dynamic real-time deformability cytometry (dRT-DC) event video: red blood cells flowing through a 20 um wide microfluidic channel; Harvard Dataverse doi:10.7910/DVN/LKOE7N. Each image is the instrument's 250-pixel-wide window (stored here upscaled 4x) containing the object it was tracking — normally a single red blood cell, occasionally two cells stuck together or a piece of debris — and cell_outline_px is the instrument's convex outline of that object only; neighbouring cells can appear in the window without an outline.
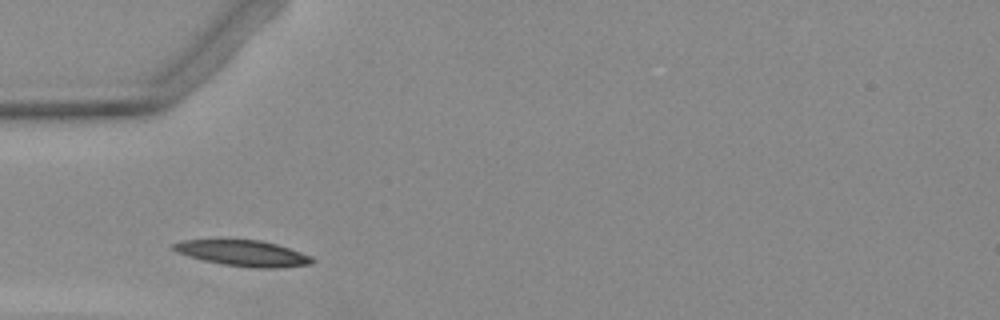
{"species": "Egyptian fruit bat (a non-hibernating species)", "species_latin": "Rousettus aegyptiacus", "temperature_condition": "warm", "stored_images_in_passage": 6, "camera_frame_rate_fps": 3000, "um_per_image_px": 0.085, "animal": {"sex": "female"}, "frame": {"image": 1, "passage_image": 1, "time_ms": 0.0, "image_size_px": [1000, 320], "cell_outline_px": [[316, 260], [312, 264], [280, 268], [252, 268], [224, 264], [204, 260], [176, 252], [172, 248], [172, 244], [180, 240], [260, 240], [276, 244], [312, 256]], "centroid_in_image_um": [20.7, 21.53], "position_along_channel_um": 64.3, "area_um2": 20.81}}
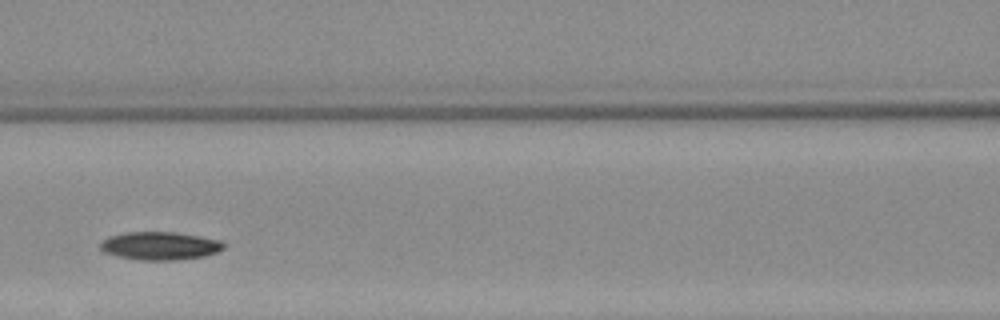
{"frame": {"image": 2, "passage_image": 3, "time_ms": 2.333, "image_size_px": [1000, 320], "cell_outline_px": [[224, 248], [216, 252], [204, 256], [180, 260], [140, 260], [120, 256], [104, 252], [100, 248], [100, 244], [108, 236], [128, 232], [172, 232], [220, 240], [224, 244]], "centroid_in_image_um": [13.59, 20.9], "position_along_channel_um": 153.0, "area_um2": 19.94}}
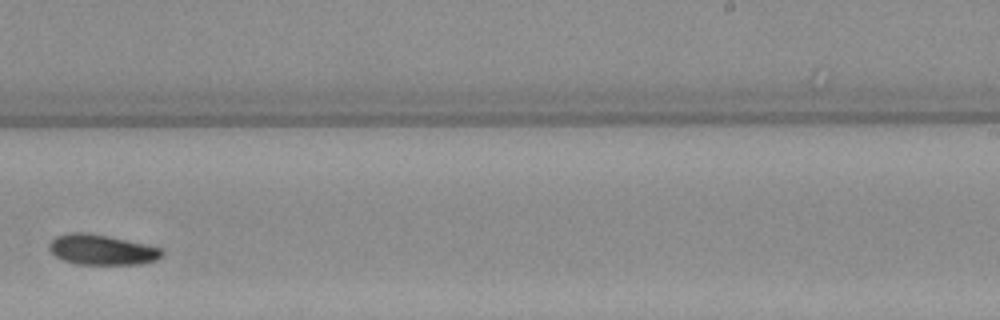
{"frame": {"image": 3, "passage_image": 6, "time_ms": 5.667, "image_size_px": [1000, 320], "cell_outline_px": [[164, 256], [156, 260], [140, 264], [76, 264], [64, 260], [56, 256], [48, 248], [48, 244], [56, 236], [72, 232], [84, 232], [144, 244], [160, 248], [164, 252]], "centroid_in_image_um": [8.64, 21.24], "position_along_channel_um": 280.4, "area_um2": 19.59}}